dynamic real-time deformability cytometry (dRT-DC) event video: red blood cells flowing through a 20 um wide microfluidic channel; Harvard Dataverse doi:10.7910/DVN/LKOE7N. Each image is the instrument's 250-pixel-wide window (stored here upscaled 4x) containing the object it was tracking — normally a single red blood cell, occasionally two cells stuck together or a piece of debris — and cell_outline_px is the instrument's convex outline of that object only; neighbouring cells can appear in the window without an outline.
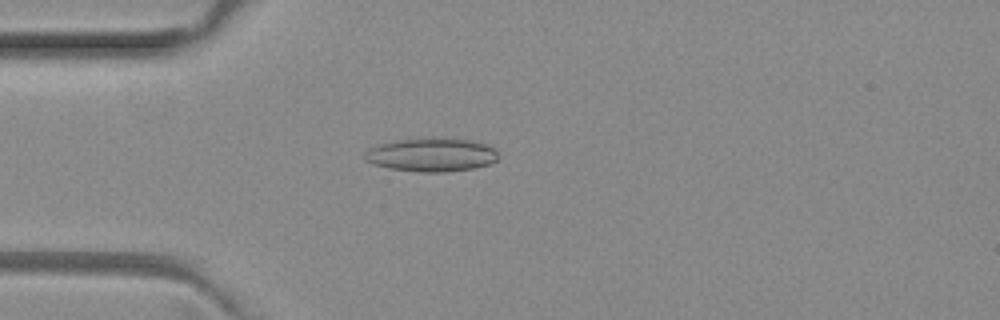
{"species": "common noctule bat (a hibernating species)", "species_latin": "Nyctalus noctula", "temperature_condition": "room temperature", "stored_images_in_passage": 5, "camera_frame_rate_fps": 3000, "um_per_image_px": 0.085, "animal": {"sex": "female", "body_mass_g": 29.2, "forearm_length_mm": 56.3}, "frame": {"image": 1, "passage_image": 3, "time_ms": 0.667, "image_size_px": [1000, 320], "cell_outline_px": [[496, 160], [488, 164], [472, 168], [444, 172], [420, 172], [388, 168], [372, 164], [364, 160], [364, 156], [368, 148], [380, 144], [400, 140], [440, 136], [472, 140], [488, 144], [496, 148]], "centroid_in_image_um": [36.68, 13.13], "position_along_channel_um": 48.3, "area_um2": 26.41}}
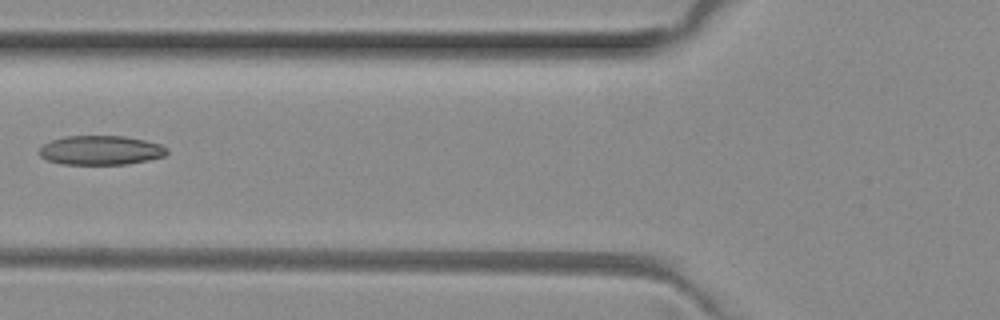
{"frame": {"image": 2, "passage_image": 5, "time_ms": 1.333, "image_size_px": [1000, 320], "cell_outline_px": [[168, 152], [164, 156], [148, 160], [128, 164], [60, 164], [48, 160], [40, 156], [40, 148], [44, 144], [52, 140], [64, 136], [124, 136], [144, 140], [160, 144], [168, 148]], "centroid_in_image_um": [8.57, 12.77], "position_along_channel_um": 117.2, "area_um2": 21.73}}